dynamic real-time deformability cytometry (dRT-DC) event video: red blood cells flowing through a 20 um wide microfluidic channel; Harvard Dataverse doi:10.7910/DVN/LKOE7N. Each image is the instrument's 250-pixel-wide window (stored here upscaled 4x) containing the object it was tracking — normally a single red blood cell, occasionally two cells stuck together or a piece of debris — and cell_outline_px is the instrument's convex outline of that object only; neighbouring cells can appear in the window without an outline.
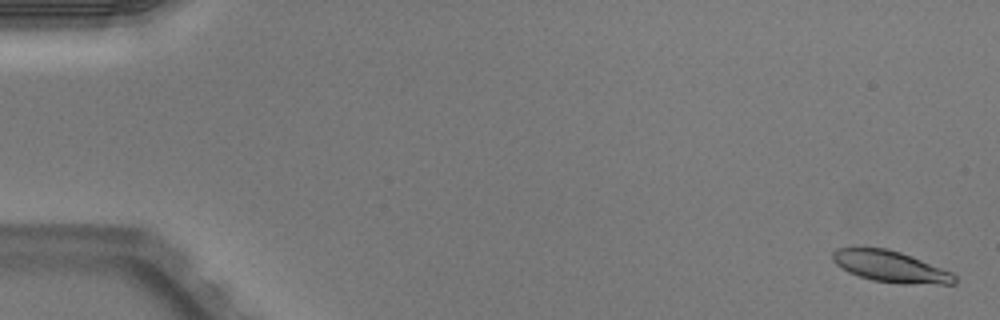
{"species": "Egyptian fruit bat (a non-hibernating species)", "species_latin": "Rousettus aegyptiacus", "temperature_condition": "warm", "stored_images_in_passage": 52, "camera_frame_rate_fps": 3000, "um_per_image_px": 0.085, "animal": {"sex": "male"}, "frame": {"image": 1, "passage_image": 2, "time_ms": 0.333, "image_size_px": [1000, 320], "cell_outline_px": [[956, 284], [900, 284], [872, 280], [848, 272], [836, 264], [832, 260], [832, 252], [836, 248], [864, 244], [888, 248], [912, 256], [952, 272], [956, 276]], "centroid_in_image_um": [75.63, 22.61], "position_along_channel_um": 9.4, "area_um2": 23.06}}
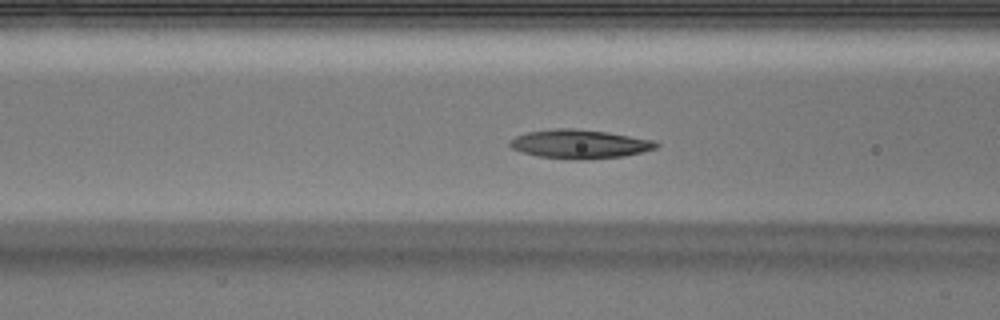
{"frame": {"image": 2, "passage_image": 22, "time_ms": 7.0, "image_size_px": [1000, 320], "cell_outline_px": [[660, 144], [656, 148], [624, 156], [536, 156], [520, 152], [512, 148], [508, 144], [516, 136], [528, 132], [556, 128], [572, 128], [608, 132], [656, 140]], "centroid_in_image_um": [49.28, 12.18], "position_along_channel_um": 117.3, "area_um2": 23.35}}
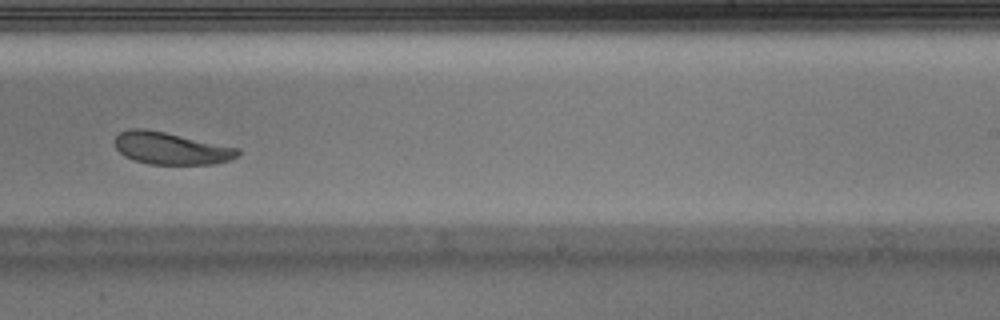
{"frame": {"image": 3, "passage_image": 34, "time_ms": 11.0, "image_size_px": [1000, 320], "cell_outline_px": [[240, 156], [216, 164], [148, 164], [124, 156], [116, 148], [116, 136], [120, 132], [128, 128], [144, 128], [164, 132], [240, 148]], "centroid_in_image_um": [14.55, 12.61], "position_along_channel_um": 274.4, "area_um2": 23.0}, "authors_computed_cell_mechanics": {"area_um2": 23.7847, "velocity_mm_per_s": 3.9369, "shape_relaxation_time_tau1_ms": 2.2515, "shape_relaxation_time_tau2_ms": 6.4259, "deformation_change_tau1": 0.1103, "deformation_change_tau2": 0.1563}}